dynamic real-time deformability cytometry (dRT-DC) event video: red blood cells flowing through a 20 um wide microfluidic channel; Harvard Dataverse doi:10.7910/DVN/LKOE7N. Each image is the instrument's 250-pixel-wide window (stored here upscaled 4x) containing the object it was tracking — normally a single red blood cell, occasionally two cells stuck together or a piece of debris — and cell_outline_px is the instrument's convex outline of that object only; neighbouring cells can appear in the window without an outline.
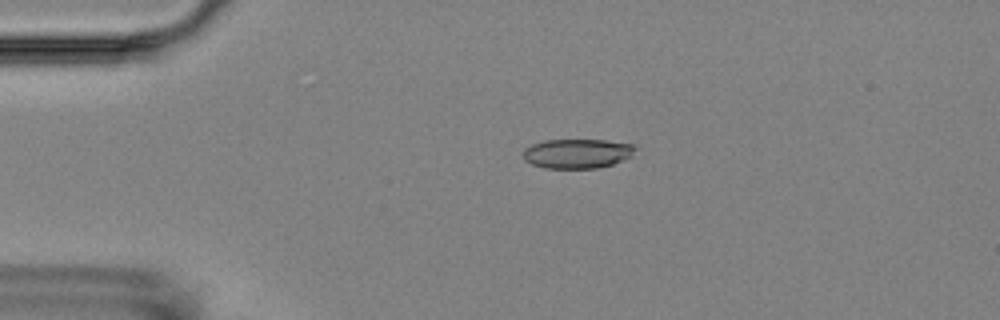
{"species": "Egyptian fruit bat (a non-hibernating species)", "species_latin": "Rousettus aegyptiacus", "temperature_condition": "room temperature", "stored_images_in_passage": 7, "camera_frame_rate_fps": 3000, "um_per_image_px": 0.085, "animal": {"sex": "female"}, "frame": {"image": 1, "passage_image": 4, "time_ms": 4.0, "image_size_px": [1000, 320], "cell_outline_px": [[636, 148], [632, 156], [612, 164], [596, 168], [544, 168], [532, 164], [524, 160], [524, 148], [532, 144], [544, 140], [604, 140], [632, 144]], "centroid_in_image_um": [49.05, 13.05], "position_along_channel_um": 36.0, "area_um2": 19.19}}
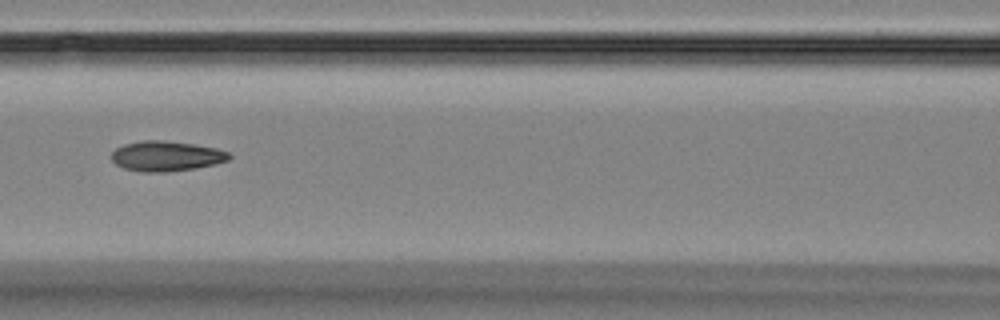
{"frame": {"image": 2, "passage_image": 7, "time_ms": 8.333, "image_size_px": [1000, 320], "cell_outline_px": [[232, 156], [228, 160], [216, 164], [196, 168], [164, 172], [144, 172], [124, 168], [116, 164], [112, 160], [112, 152], [116, 148], [124, 144], [140, 140], [160, 140], [192, 144], [216, 148], [228, 152]], "centroid_in_image_um": [14.13, 13.27], "position_along_channel_um": 152.5, "area_um2": 20.58}}